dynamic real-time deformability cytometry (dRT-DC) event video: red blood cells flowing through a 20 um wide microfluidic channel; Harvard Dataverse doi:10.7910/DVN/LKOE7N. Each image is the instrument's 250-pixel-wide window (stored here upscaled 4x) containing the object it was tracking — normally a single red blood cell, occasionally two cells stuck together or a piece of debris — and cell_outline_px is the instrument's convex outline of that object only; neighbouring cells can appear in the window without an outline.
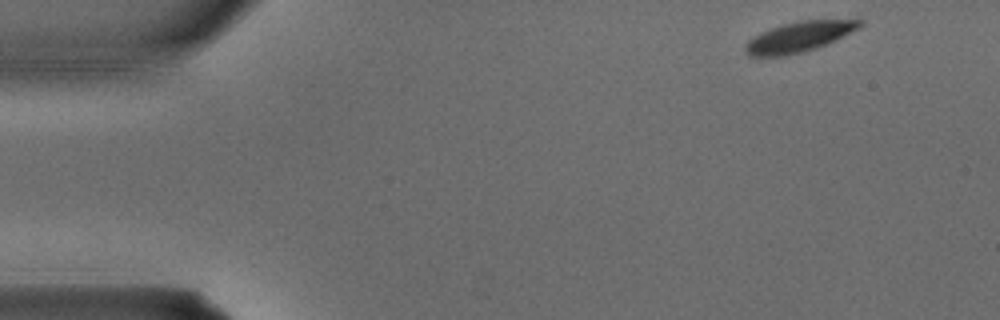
{"species": "common noctule bat (a hibernating species)", "species_latin": "Nyctalus noctula", "temperature_condition": "warm", "stored_images_in_passage": 3, "camera_frame_rate_fps": 3000, "um_per_image_px": 0.085, "animal": {"sex": "male", "body_mass_g": 15.6}, "frame": {"image": 1, "passage_image": 1, "time_ms": 0.0, "image_size_px": [1000, 320], "cell_outline_px": [[864, 24], [860, 28], [836, 40], [816, 48], [804, 52], [784, 56], [748, 56], [744, 52], [744, 48], [748, 40], [760, 32], [784, 24], [800, 20], [864, 20]], "centroid_in_image_um": [67.92, 3.14], "position_along_channel_um": 17.1, "area_um2": 20.23}}
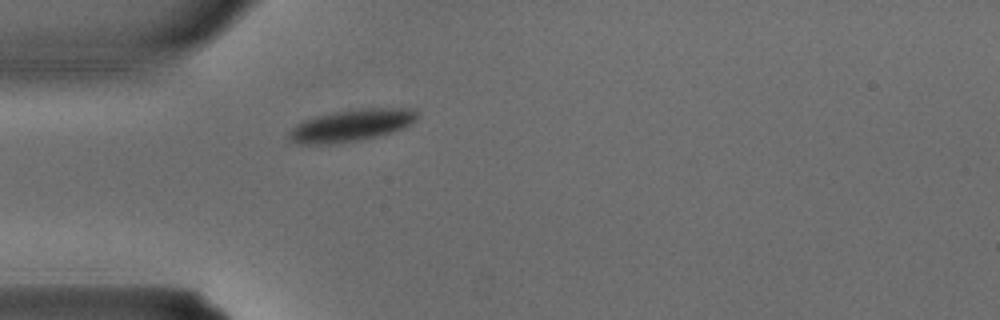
{"frame": {"image": 2, "passage_image": 3, "time_ms": 0.667, "image_size_px": [1000, 320], "cell_outline_px": [[420, 116], [416, 120], [400, 128], [376, 136], [356, 140], [328, 144], [300, 144], [292, 140], [288, 136], [288, 132], [296, 124], [316, 116], [336, 112], [368, 108], [416, 108], [420, 112]], "centroid_in_image_um": [29.89, 10.64], "position_along_channel_um": 55.1, "area_um2": 23.35}}